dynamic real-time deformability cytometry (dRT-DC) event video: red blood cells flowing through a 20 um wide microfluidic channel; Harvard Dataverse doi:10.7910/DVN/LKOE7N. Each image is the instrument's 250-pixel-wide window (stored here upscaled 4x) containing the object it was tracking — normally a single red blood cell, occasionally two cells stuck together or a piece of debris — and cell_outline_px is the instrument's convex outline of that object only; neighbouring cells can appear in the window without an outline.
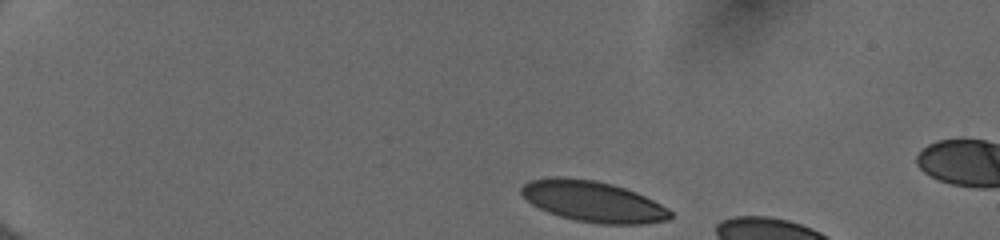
{"species": "human", "species_latin": "Homo sapiens", "temperature_condition": "cold", "stored_images_in_passage": 13, "camera_frame_rate_fps": 3000, "um_per_image_px": 0.085, "donor": {"sex": "female"}, "frame": {"image": 1, "passage_image": 1, "time_ms": 0.0, "image_size_px": [1000, 240], "cell_outline_px": [[672, 216], [668, 220], [644, 224], [600, 224], [576, 220], [560, 216], [548, 212], [532, 204], [520, 192], [520, 188], [528, 180], [548, 176], [564, 176], [596, 180], [612, 184], [636, 192], [668, 208], [672, 212]], "centroid_in_image_um": [50.39, 17.11], "position_along_channel_um": 34.6, "area_um2": 35.66}}
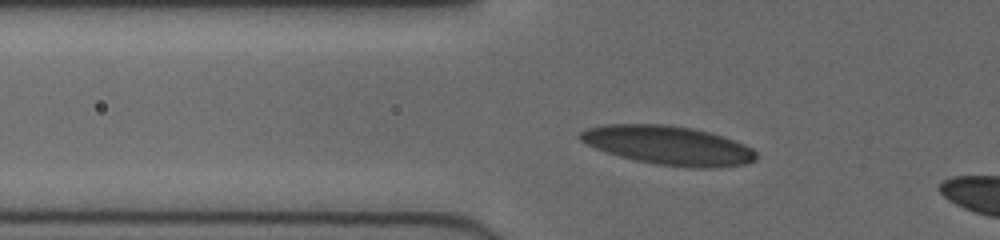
{"frame": {"image": 2, "passage_image": 10, "time_ms": 3.0, "image_size_px": [1000, 240], "cell_outline_px": [[756, 160], [748, 164], [712, 168], [696, 168], [656, 164], [636, 160], [620, 156], [584, 144], [576, 136], [580, 132], [588, 128], [604, 124], [668, 124], [692, 128], [708, 132], [744, 144], [752, 148], [756, 152]], "centroid_in_image_um": [56.79, 12.35], "position_along_channel_um": 69.0, "area_um2": 39.88}}